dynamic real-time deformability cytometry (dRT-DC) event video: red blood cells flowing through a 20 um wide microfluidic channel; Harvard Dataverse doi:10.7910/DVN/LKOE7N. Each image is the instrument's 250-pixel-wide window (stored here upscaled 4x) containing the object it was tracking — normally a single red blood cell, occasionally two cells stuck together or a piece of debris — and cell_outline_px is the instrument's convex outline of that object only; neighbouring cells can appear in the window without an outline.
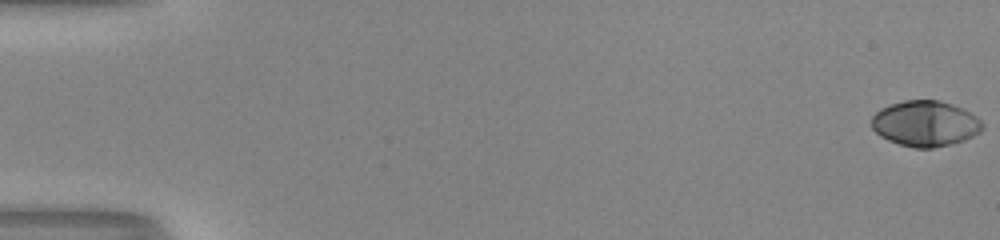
{"species": "human", "species_latin": "Homo sapiens", "temperature_condition": "room temperature", "stored_images_in_passage": 47, "camera_frame_rate_fps": 3000, "um_per_image_px": 0.085, "donor": {"sex": "male"}, "frame": {"image": 1, "passage_image": 1, "time_ms": 0.0, "image_size_px": [1000, 240], "cell_outline_px": [[984, 128], [980, 132], [964, 140], [952, 144], [932, 148], [916, 148], [900, 144], [888, 140], [880, 136], [872, 128], [872, 116], [880, 108], [904, 100], [940, 100], [964, 108], [976, 116], [984, 124]], "centroid_in_image_um": [78.67, 10.5], "position_along_channel_um": 6.3, "area_um2": 29.59}}
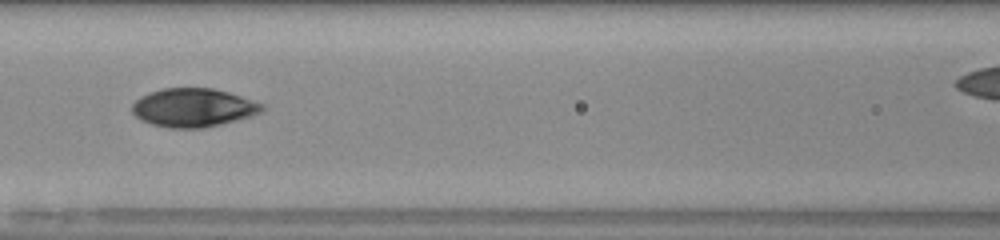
{"frame": {"image": 2, "passage_image": 26, "time_ms": 8.333, "image_size_px": [1000, 240], "cell_outline_px": [[264, 108], [260, 112], [236, 120], [204, 128], [168, 128], [152, 124], [140, 120], [132, 112], [132, 104], [140, 96], [164, 88], [212, 88], [228, 92], [264, 104]], "centroid_in_image_um": [16.4, 9.15], "position_along_channel_um": 150.2, "area_um2": 28.96}}
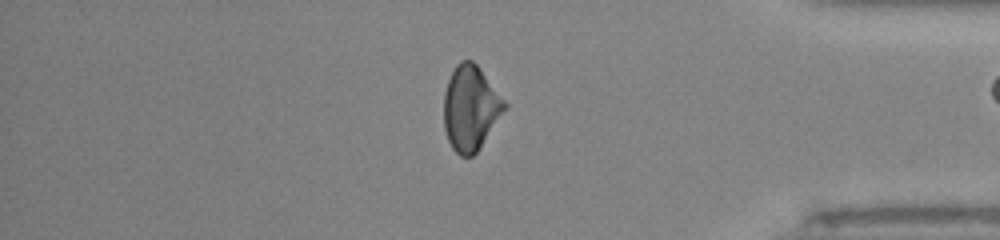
{"frame": {"image": 3, "passage_image": 46, "time_ms": 15.0, "image_size_px": [1000, 240], "cell_outline_px": [[508, 104], [476, 152], [472, 156], [460, 156], [452, 148], [448, 140], [444, 128], [444, 92], [448, 80], [456, 64], [460, 60], [472, 60], [476, 64]], "centroid_in_image_um": [39.96, 9.17], "position_along_channel_um": 395.2, "area_um2": 29.54}}